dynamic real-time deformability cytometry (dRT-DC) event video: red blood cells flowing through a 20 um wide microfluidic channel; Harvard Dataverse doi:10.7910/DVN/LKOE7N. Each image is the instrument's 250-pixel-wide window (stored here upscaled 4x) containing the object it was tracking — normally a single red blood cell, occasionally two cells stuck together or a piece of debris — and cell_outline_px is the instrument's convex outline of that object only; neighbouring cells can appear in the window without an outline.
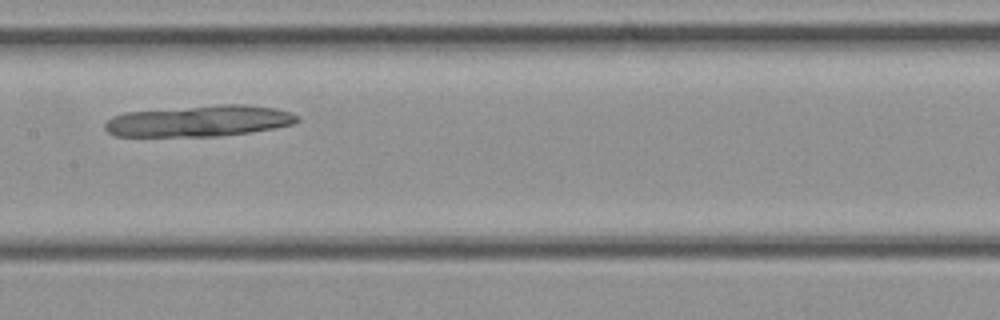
{"species": "common noctule bat (a hibernating species)", "species_latin": "Nyctalus noctula", "temperature_condition": "cold", "stored_images_in_passage": 27, "camera_frame_rate_fps": 3000, "um_per_image_px": 0.085, "animal": {"sex": "female", "body_mass_g": 21.9}, "frame": {"image": 1, "passage_image": 10, "time_ms": 3.0, "image_size_px": [1000, 320], "cell_outline_px": [[300, 120], [296, 124], [248, 132], [216, 136], [116, 136], [108, 132], [104, 128], [104, 124], [112, 116], [124, 112], [220, 104], [244, 104], [276, 108], [292, 112], [300, 116]], "centroid_in_image_um": [16.96, 10.27], "position_along_channel_um": 190.4, "area_um2": 35.08}}